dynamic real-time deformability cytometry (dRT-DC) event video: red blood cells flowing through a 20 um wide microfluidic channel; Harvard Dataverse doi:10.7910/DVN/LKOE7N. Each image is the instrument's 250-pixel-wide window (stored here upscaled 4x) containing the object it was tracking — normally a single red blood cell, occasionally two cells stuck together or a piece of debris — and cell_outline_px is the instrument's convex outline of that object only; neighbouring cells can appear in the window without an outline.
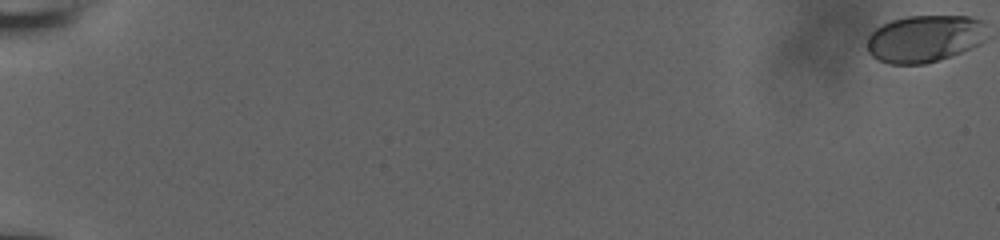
{"species": "human", "species_latin": "Homo sapiens", "temperature_condition": "room temperature", "stored_images_in_passage": 44, "camera_frame_rate_fps": 3000, "um_per_image_px": 0.085, "donor": {"sex": "male"}, "frame": {"image": 1, "passage_image": 1, "time_ms": 0.0, "image_size_px": [1000, 240], "cell_outline_px": [[984, 40], [980, 44], [960, 52], [924, 64], [892, 64], [876, 60], [868, 52], [868, 36], [876, 28], [892, 20], [908, 16], [968, 16], [984, 20]], "centroid_in_image_um": [78.57, 3.28], "position_along_channel_um": 6.4, "area_um2": 32.71}}
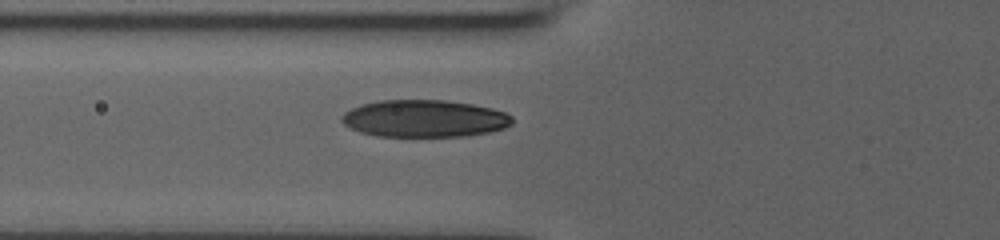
{"frame": {"image": 2, "passage_image": 26, "time_ms": 8.333, "image_size_px": [1000, 240], "cell_outline_px": [[512, 124], [504, 128], [488, 132], [468, 136], [376, 136], [360, 132], [344, 124], [340, 120], [340, 116], [344, 112], [360, 104], [380, 100], [444, 100], [472, 104], [492, 108], [504, 112], [512, 116]], "centroid_in_image_um": [36.05, 10.07], "position_along_channel_um": 89.7, "area_um2": 37.05}}
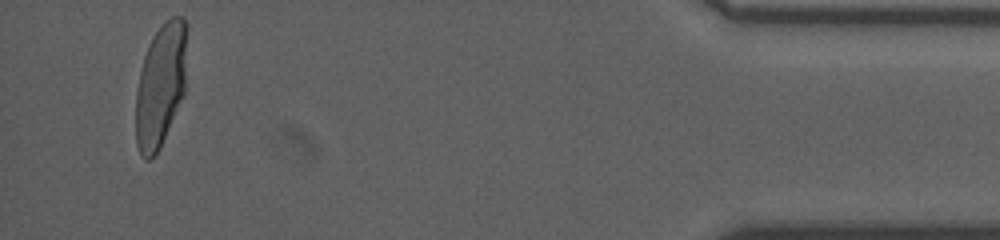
{"frame": {"image": 3, "passage_image": 44, "time_ms": 14.333, "image_size_px": [1000, 240], "cell_outline_px": [[188, 24], [184, 92], [160, 148], [148, 160], [144, 160], [136, 144], [136, 92], [140, 72], [144, 56], [148, 44], [152, 36], [164, 20], [172, 16], [184, 16]], "centroid_in_image_um": [13.66, 7.16], "position_along_channel_um": 421.5, "area_um2": 36.99}}